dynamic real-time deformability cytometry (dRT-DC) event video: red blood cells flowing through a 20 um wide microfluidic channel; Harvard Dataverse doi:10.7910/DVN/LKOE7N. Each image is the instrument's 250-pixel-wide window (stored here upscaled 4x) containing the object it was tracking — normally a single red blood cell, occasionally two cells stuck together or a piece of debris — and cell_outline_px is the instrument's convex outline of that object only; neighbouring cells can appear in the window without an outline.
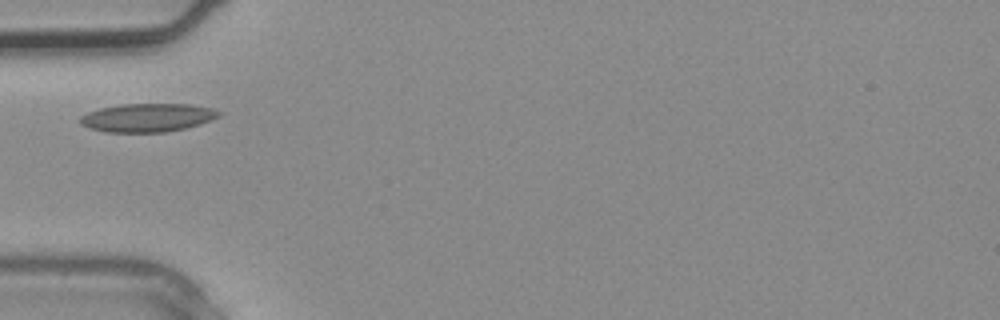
{"species": "common noctule bat (a hibernating species)", "species_latin": "Nyctalus noctula", "temperature_condition": "warm", "stored_images_in_passage": 2, "camera_frame_rate_fps": 3000, "um_per_image_px": 0.085, "animal": {"sex": "male", "body_mass_g": 20.4}, "frame": {"image": 1, "passage_image": 2, "time_ms": 0.333, "image_size_px": [1000, 320], "cell_outline_px": [[220, 116], [212, 120], [200, 124], [168, 132], [104, 132], [88, 128], [80, 124], [76, 120], [80, 116], [88, 112], [100, 108], [120, 104], [188, 104], [212, 108], [220, 112]], "centroid_in_image_um": [12.48, 10.0], "position_along_channel_um": 72.5, "area_um2": 23.18}}